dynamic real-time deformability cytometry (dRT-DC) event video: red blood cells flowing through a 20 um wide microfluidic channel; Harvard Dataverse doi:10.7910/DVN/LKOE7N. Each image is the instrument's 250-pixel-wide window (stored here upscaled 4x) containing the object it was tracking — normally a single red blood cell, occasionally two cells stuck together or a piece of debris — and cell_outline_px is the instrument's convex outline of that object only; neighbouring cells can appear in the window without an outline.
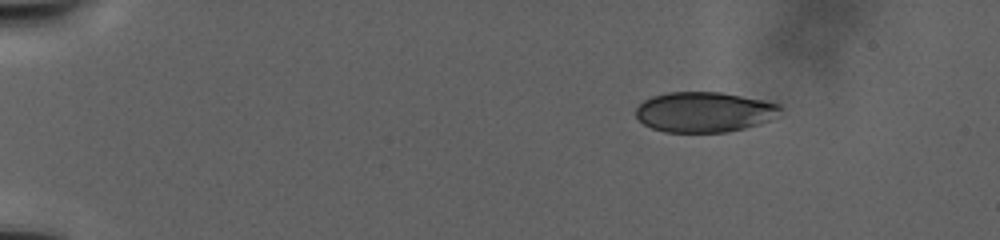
{"species": "human", "species_latin": "Homo sapiens", "temperature_condition": "warm", "stored_images_in_passage": 30, "camera_frame_rate_fps": 3000, "um_per_image_px": 0.085, "donor": {"sex": "male"}, "frame": {"image": 1, "passage_image": 1, "time_ms": 0.0, "image_size_px": [1000, 240], "cell_outline_px": [[780, 108], [768, 120], [760, 124], [728, 132], [664, 132], [652, 128], [644, 124], [636, 116], [636, 108], [644, 100], [652, 96], [668, 92], [720, 92], [764, 100], [780, 104]], "centroid_in_image_um": [59.82, 9.52], "position_along_channel_um": 25.2, "area_um2": 33.64}}
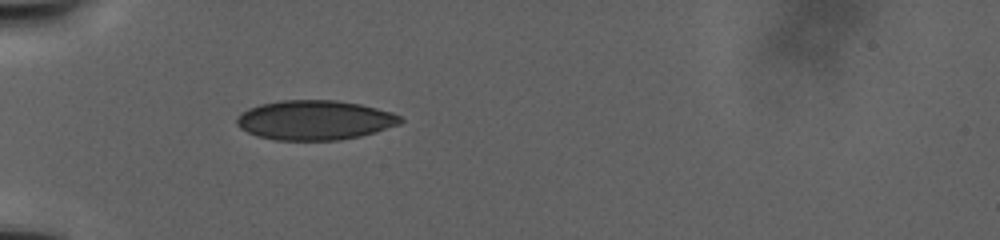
{"frame": {"image": 2, "passage_image": 29, "time_ms": 8.0, "image_size_px": [1000, 240], "cell_outline_px": [[404, 120], [400, 124], [360, 136], [340, 140], [276, 140], [256, 136], [240, 128], [236, 124], [236, 116], [248, 108], [260, 104], [280, 100], [336, 100], [360, 104], [392, 112], [400, 116]], "centroid_in_image_um": [26.72, 10.21], "position_along_channel_um": 58.3, "area_um2": 37.86}}